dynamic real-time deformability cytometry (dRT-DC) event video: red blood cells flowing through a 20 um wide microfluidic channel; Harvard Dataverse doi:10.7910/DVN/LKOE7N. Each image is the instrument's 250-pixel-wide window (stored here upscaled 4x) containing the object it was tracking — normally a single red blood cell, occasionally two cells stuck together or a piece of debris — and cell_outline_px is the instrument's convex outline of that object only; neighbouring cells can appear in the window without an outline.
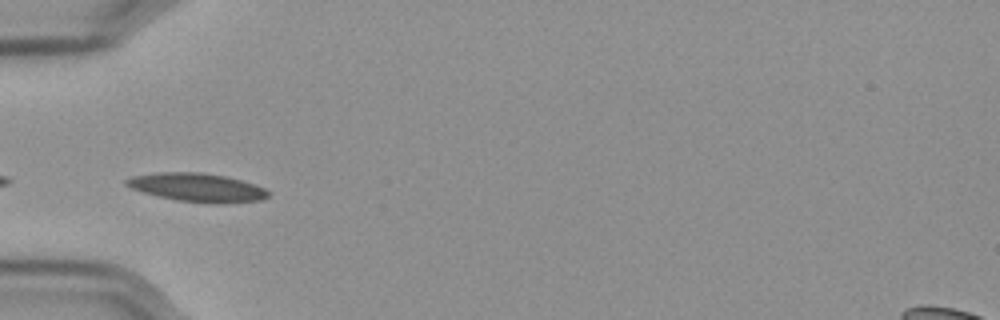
{"species": "Egyptian fruit bat (a non-hibernating species)", "species_latin": "Rousettus aegyptiacus", "temperature_condition": "cold", "stored_images_in_passage": 30, "camera_frame_rate_fps": 3000, "um_per_image_px": 0.085, "frame": {"image": 1, "passage_image": 1, "time_ms": 0.0, "image_size_px": [1000, 320], "cell_outline_px": [[272, 192], [264, 200], [224, 204], [208, 204], [176, 200], [156, 196], [132, 188], [124, 184], [124, 180], [132, 176], [160, 172], [200, 172], [224, 176], [240, 180], [264, 188]], "centroid_in_image_um": [16.79, 15.95], "position_along_channel_um": 68.2, "area_um2": 23.81}}